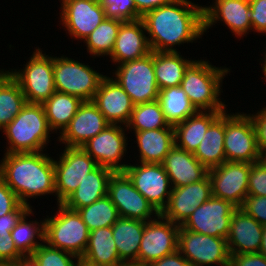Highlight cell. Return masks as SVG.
<instances>
[{
    "instance_id": "6da1fadb",
    "label": "cell",
    "mask_w": 266,
    "mask_h": 266,
    "mask_svg": "<svg viewBox=\"0 0 266 266\" xmlns=\"http://www.w3.org/2000/svg\"><path fill=\"white\" fill-rule=\"evenodd\" d=\"M142 20L153 52H174V46L192 43L204 34L203 7L189 0H173L147 12Z\"/></svg>"
},
{
    "instance_id": "7a4b0ae2",
    "label": "cell",
    "mask_w": 266,
    "mask_h": 266,
    "mask_svg": "<svg viewBox=\"0 0 266 266\" xmlns=\"http://www.w3.org/2000/svg\"><path fill=\"white\" fill-rule=\"evenodd\" d=\"M48 155L43 151L4 153L0 160V178L31 208L28 198L56 193L54 161Z\"/></svg>"
},
{
    "instance_id": "3957f363",
    "label": "cell",
    "mask_w": 266,
    "mask_h": 266,
    "mask_svg": "<svg viewBox=\"0 0 266 266\" xmlns=\"http://www.w3.org/2000/svg\"><path fill=\"white\" fill-rule=\"evenodd\" d=\"M229 72V68L213 66L206 59L193 60L185 69L180 87L197 111H226L219 95Z\"/></svg>"
},
{
    "instance_id": "277c9868",
    "label": "cell",
    "mask_w": 266,
    "mask_h": 266,
    "mask_svg": "<svg viewBox=\"0 0 266 266\" xmlns=\"http://www.w3.org/2000/svg\"><path fill=\"white\" fill-rule=\"evenodd\" d=\"M9 146L5 153L40 152L50 141V129L42 104L26 103L2 129Z\"/></svg>"
},
{
    "instance_id": "5b68a950",
    "label": "cell",
    "mask_w": 266,
    "mask_h": 266,
    "mask_svg": "<svg viewBox=\"0 0 266 266\" xmlns=\"http://www.w3.org/2000/svg\"><path fill=\"white\" fill-rule=\"evenodd\" d=\"M57 205V213L44 219V243L82 257L88 245L90 231L78 211L68 209L63 204Z\"/></svg>"
},
{
    "instance_id": "8992f818",
    "label": "cell",
    "mask_w": 266,
    "mask_h": 266,
    "mask_svg": "<svg viewBox=\"0 0 266 266\" xmlns=\"http://www.w3.org/2000/svg\"><path fill=\"white\" fill-rule=\"evenodd\" d=\"M38 47L23 69L8 70L18 82L26 102L43 104L56 92L54 85L53 56L42 53Z\"/></svg>"
},
{
    "instance_id": "52a82bcc",
    "label": "cell",
    "mask_w": 266,
    "mask_h": 266,
    "mask_svg": "<svg viewBox=\"0 0 266 266\" xmlns=\"http://www.w3.org/2000/svg\"><path fill=\"white\" fill-rule=\"evenodd\" d=\"M54 85L58 92L92 101L105 77L88 64L68 57H53Z\"/></svg>"
},
{
    "instance_id": "ba28073f",
    "label": "cell",
    "mask_w": 266,
    "mask_h": 266,
    "mask_svg": "<svg viewBox=\"0 0 266 266\" xmlns=\"http://www.w3.org/2000/svg\"><path fill=\"white\" fill-rule=\"evenodd\" d=\"M112 76L134 105L158 100L160 89L155 78L153 51L137 60L119 64Z\"/></svg>"
},
{
    "instance_id": "9c48e42d",
    "label": "cell",
    "mask_w": 266,
    "mask_h": 266,
    "mask_svg": "<svg viewBox=\"0 0 266 266\" xmlns=\"http://www.w3.org/2000/svg\"><path fill=\"white\" fill-rule=\"evenodd\" d=\"M224 151L226 161L255 163L261 160L250 114L225 111Z\"/></svg>"
},
{
    "instance_id": "30bf717a",
    "label": "cell",
    "mask_w": 266,
    "mask_h": 266,
    "mask_svg": "<svg viewBox=\"0 0 266 266\" xmlns=\"http://www.w3.org/2000/svg\"><path fill=\"white\" fill-rule=\"evenodd\" d=\"M178 251L192 266L230 265V253L224 237L200 234L180 226Z\"/></svg>"
},
{
    "instance_id": "8fae6325",
    "label": "cell",
    "mask_w": 266,
    "mask_h": 266,
    "mask_svg": "<svg viewBox=\"0 0 266 266\" xmlns=\"http://www.w3.org/2000/svg\"><path fill=\"white\" fill-rule=\"evenodd\" d=\"M54 160L55 195L61 204L98 165L81 147H64Z\"/></svg>"
},
{
    "instance_id": "7c38bea8",
    "label": "cell",
    "mask_w": 266,
    "mask_h": 266,
    "mask_svg": "<svg viewBox=\"0 0 266 266\" xmlns=\"http://www.w3.org/2000/svg\"><path fill=\"white\" fill-rule=\"evenodd\" d=\"M127 165L123 171L133 186L161 214L167 207L172 186L162 164L141 163Z\"/></svg>"
},
{
    "instance_id": "4fadbf2b",
    "label": "cell",
    "mask_w": 266,
    "mask_h": 266,
    "mask_svg": "<svg viewBox=\"0 0 266 266\" xmlns=\"http://www.w3.org/2000/svg\"><path fill=\"white\" fill-rule=\"evenodd\" d=\"M179 229V225L161 214L147 221L138 252V266H148L151 262L176 252Z\"/></svg>"
},
{
    "instance_id": "5bb4252c",
    "label": "cell",
    "mask_w": 266,
    "mask_h": 266,
    "mask_svg": "<svg viewBox=\"0 0 266 266\" xmlns=\"http://www.w3.org/2000/svg\"><path fill=\"white\" fill-rule=\"evenodd\" d=\"M251 163L225 161L209 169L212 196L231 202L240 208L248 195Z\"/></svg>"
},
{
    "instance_id": "9a60e30c",
    "label": "cell",
    "mask_w": 266,
    "mask_h": 266,
    "mask_svg": "<svg viewBox=\"0 0 266 266\" xmlns=\"http://www.w3.org/2000/svg\"><path fill=\"white\" fill-rule=\"evenodd\" d=\"M107 195L116 206L120 217L147 222L159 215L124 172L112 173L108 180Z\"/></svg>"
},
{
    "instance_id": "2e32d148",
    "label": "cell",
    "mask_w": 266,
    "mask_h": 266,
    "mask_svg": "<svg viewBox=\"0 0 266 266\" xmlns=\"http://www.w3.org/2000/svg\"><path fill=\"white\" fill-rule=\"evenodd\" d=\"M121 126L110 124L81 146L96 161L97 165L109 168L113 172H123L128 165L119 163L125 156L128 145V139L125 136L127 129Z\"/></svg>"
},
{
    "instance_id": "e0dca14e",
    "label": "cell",
    "mask_w": 266,
    "mask_h": 266,
    "mask_svg": "<svg viewBox=\"0 0 266 266\" xmlns=\"http://www.w3.org/2000/svg\"><path fill=\"white\" fill-rule=\"evenodd\" d=\"M237 209L231 202L212 196L184 222L189 231L214 237H228L233 212Z\"/></svg>"
},
{
    "instance_id": "ac0fdd59",
    "label": "cell",
    "mask_w": 266,
    "mask_h": 266,
    "mask_svg": "<svg viewBox=\"0 0 266 266\" xmlns=\"http://www.w3.org/2000/svg\"><path fill=\"white\" fill-rule=\"evenodd\" d=\"M60 22L74 39L85 40L106 18L98 0H61Z\"/></svg>"
},
{
    "instance_id": "d6986e66",
    "label": "cell",
    "mask_w": 266,
    "mask_h": 266,
    "mask_svg": "<svg viewBox=\"0 0 266 266\" xmlns=\"http://www.w3.org/2000/svg\"><path fill=\"white\" fill-rule=\"evenodd\" d=\"M212 197L211 181L207 175L199 182L172 188L167 207L161 216L173 223L182 226L196 210Z\"/></svg>"
},
{
    "instance_id": "ffe728a7",
    "label": "cell",
    "mask_w": 266,
    "mask_h": 266,
    "mask_svg": "<svg viewBox=\"0 0 266 266\" xmlns=\"http://www.w3.org/2000/svg\"><path fill=\"white\" fill-rule=\"evenodd\" d=\"M108 125L110 123L92 101H83L58 139L65 147H81Z\"/></svg>"
},
{
    "instance_id": "44dd1931",
    "label": "cell",
    "mask_w": 266,
    "mask_h": 266,
    "mask_svg": "<svg viewBox=\"0 0 266 266\" xmlns=\"http://www.w3.org/2000/svg\"><path fill=\"white\" fill-rule=\"evenodd\" d=\"M214 4L203 6L204 32L218 21L225 23L237 37L252 30L249 0H214Z\"/></svg>"
},
{
    "instance_id": "7402d4cb",
    "label": "cell",
    "mask_w": 266,
    "mask_h": 266,
    "mask_svg": "<svg viewBox=\"0 0 266 266\" xmlns=\"http://www.w3.org/2000/svg\"><path fill=\"white\" fill-rule=\"evenodd\" d=\"M92 102L110 124L123 126L128 124L134 108L131 98L119 83L113 77L106 75L102 79Z\"/></svg>"
},
{
    "instance_id": "603a6c76",
    "label": "cell",
    "mask_w": 266,
    "mask_h": 266,
    "mask_svg": "<svg viewBox=\"0 0 266 266\" xmlns=\"http://www.w3.org/2000/svg\"><path fill=\"white\" fill-rule=\"evenodd\" d=\"M263 225L237 208L232 215L227 246L230 254L259 252L262 242Z\"/></svg>"
},
{
    "instance_id": "cb8c5ba5",
    "label": "cell",
    "mask_w": 266,
    "mask_h": 266,
    "mask_svg": "<svg viewBox=\"0 0 266 266\" xmlns=\"http://www.w3.org/2000/svg\"><path fill=\"white\" fill-rule=\"evenodd\" d=\"M144 33H146V28L142 19L124 21L120 25L114 49L109 57L112 62L118 65L149 54L151 50Z\"/></svg>"
},
{
    "instance_id": "d4e9b609",
    "label": "cell",
    "mask_w": 266,
    "mask_h": 266,
    "mask_svg": "<svg viewBox=\"0 0 266 266\" xmlns=\"http://www.w3.org/2000/svg\"><path fill=\"white\" fill-rule=\"evenodd\" d=\"M172 188L199 182L208 175V169L202 165L193 153L174 145L162 163Z\"/></svg>"
},
{
    "instance_id": "484cf974",
    "label": "cell",
    "mask_w": 266,
    "mask_h": 266,
    "mask_svg": "<svg viewBox=\"0 0 266 266\" xmlns=\"http://www.w3.org/2000/svg\"><path fill=\"white\" fill-rule=\"evenodd\" d=\"M145 224L141 220L119 217L112 225L116 249L126 266H138V252Z\"/></svg>"
},
{
    "instance_id": "4316f807",
    "label": "cell",
    "mask_w": 266,
    "mask_h": 266,
    "mask_svg": "<svg viewBox=\"0 0 266 266\" xmlns=\"http://www.w3.org/2000/svg\"><path fill=\"white\" fill-rule=\"evenodd\" d=\"M113 171L109 168L97 166L87 174L86 178L79 184L61 204L66 208L78 211L80 208L89 206L93 202L107 195L108 180Z\"/></svg>"
},
{
    "instance_id": "83f0119b",
    "label": "cell",
    "mask_w": 266,
    "mask_h": 266,
    "mask_svg": "<svg viewBox=\"0 0 266 266\" xmlns=\"http://www.w3.org/2000/svg\"><path fill=\"white\" fill-rule=\"evenodd\" d=\"M224 112L197 111L183 122L174 125L175 145L194 153L209 126Z\"/></svg>"
},
{
    "instance_id": "f1b7e54d",
    "label": "cell",
    "mask_w": 266,
    "mask_h": 266,
    "mask_svg": "<svg viewBox=\"0 0 266 266\" xmlns=\"http://www.w3.org/2000/svg\"><path fill=\"white\" fill-rule=\"evenodd\" d=\"M139 147V162L162 164L165 156L175 145L174 128L134 132Z\"/></svg>"
},
{
    "instance_id": "f546056e",
    "label": "cell",
    "mask_w": 266,
    "mask_h": 266,
    "mask_svg": "<svg viewBox=\"0 0 266 266\" xmlns=\"http://www.w3.org/2000/svg\"><path fill=\"white\" fill-rule=\"evenodd\" d=\"M224 136L225 112L209 126L198 148L193 153L208 170L220 166L226 161Z\"/></svg>"
},
{
    "instance_id": "4dcf8cb0",
    "label": "cell",
    "mask_w": 266,
    "mask_h": 266,
    "mask_svg": "<svg viewBox=\"0 0 266 266\" xmlns=\"http://www.w3.org/2000/svg\"><path fill=\"white\" fill-rule=\"evenodd\" d=\"M82 258L98 266H126L120 260L116 249L112 226L90 231L88 245Z\"/></svg>"
},
{
    "instance_id": "1f68e13d",
    "label": "cell",
    "mask_w": 266,
    "mask_h": 266,
    "mask_svg": "<svg viewBox=\"0 0 266 266\" xmlns=\"http://www.w3.org/2000/svg\"><path fill=\"white\" fill-rule=\"evenodd\" d=\"M192 61L185 59L178 51L153 52V66L159 89L179 86L185 69Z\"/></svg>"
},
{
    "instance_id": "d6a6232c",
    "label": "cell",
    "mask_w": 266,
    "mask_h": 266,
    "mask_svg": "<svg viewBox=\"0 0 266 266\" xmlns=\"http://www.w3.org/2000/svg\"><path fill=\"white\" fill-rule=\"evenodd\" d=\"M83 100L70 94L56 91L42 105L49 127L61 134L75 116Z\"/></svg>"
},
{
    "instance_id": "836d02e7",
    "label": "cell",
    "mask_w": 266,
    "mask_h": 266,
    "mask_svg": "<svg viewBox=\"0 0 266 266\" xmlns=\"http://www.w3.org/2000/svg\"><path fill=\"white\" fill-rule=\"evenodd\" d=\"M26 103L18 82L8 71L0 70V131L20 113Z\"/></svg>"
},
{
    "instance_id": "e575fe53",
    "label": "cell",
    "mask_w": 266,
    "mask_h": 266,
    "mask_svg": "<svg viewBox=\"0 0 266 266\" xmlns=\"http://www.w3.org/2000/svg\"><path fill=\"white\" fill-rule=\"evenodd\" d=\"M30 214L34 213L32 209L27 212L12 229L11 236L16 249L25 257H30L34 251L44 243L45 220L27 221ZM40 240V242H38ZM36 240V241H35Z\"/></svg>"
},
{
    "instance_id": "d590c367",
    "label": "cell",
    "mask_w": 266,
    "mask_h": 266,
    "mask_svg": "<svg viewBox=\"0 0 266 266\" xmlns=\"http://www.w3.org/2000/svg\"><path fill=\"white\" fill-rule=\"evenodd\" d=\"M158 101L166 120L172 126L183 122L197 112L180 85L161 89Z\"/></svg>"
},
{
    "instance_id": "8d00e7d4",
    "label": "cell",
    "mask_w": 266,
    "mask_h": 266,
    "mask_svg": "<svg viewBox=\"0 0 266 266\" xmlns=\"http://www.w3.org/2000/svg\"><path fill=\"white\" fill-rule=\"evenodd\" d=\"M31 209L30 206L21 204L16 210L0 217V264H17L25 258L16 249L11 231Z\"/></svg>"
},
{
    "instance_id": "74e56055",
    "label": "cell",
    "mask_w": 266,
    "mask_h": 266,
    "mask_svg": "<svg viewBox=\"0 0 266 266\" xmlns=\"http://www.w3.org/2000/svg\"><path fill=\"white\" fill-rule=\"evenodd\" d=\"M134 132L174 128L166 120L165 114L158 100L134 105L130 120L124 128Z\"/></svg>"
},
{
    "instance_id": "f35d334b",
    "label": "cell",
    "mask_w": 266,
    "mask_h": 266,
    "mask_svg": "<svg viewBox=\"0 0 266 266\" xmlns=\"http://www.w3.org/2000/svg\"><path fill=\"white\" fill-rule=\"evenodd\" d=\"M123 21L105 18L84 40L87 52L94 57L110 56Z\"/></svg>"
},
{
    "instance_id": "ab89813d",
    "label": "cell",
    "mask_w": 266,
    "mask_h": 266,
    "mask_svg": "<svg viewBox=\"0 0 266 266\" xmlns=\"http://www.w3.org/2000/svg\"><path fill=\"white\" fill-rule=\"evenodd\" d=\"M78 213L89 231L97 228L111 227L120 217L116 206L108 195L98 199L89 206L80 208Z\"/></svg>"
},
{
    "instance_id": "60d3db41",
    "label": "cell",
    "mask_w": 266,
    "mask_h": 266,
    "mask_svg": "<svg viewBox=\"0 0 266 266\" xmlns=\"http://www.w3.org/2000/svg\"><path fill=\"white\" fill-rule=\"evenodd\" d=\"M30 258L37 266H74V262H76L78 257L70 252L56 249L43 243L34 251Z\"/></svg>"
},
{
    "instance_id": "b9f144b4",
    "label": "cell",
    "mask_w": 266,
    "mask_h": 266,
    "mask_svg": "<svg viewBox=\"0 0 266 266\" xmlns=\"http://www.w3.org/2000/svg\"><path fill=\"white\" fill-rule=\"evenodd\" d=\"M105 17L120 21H136L142 16L136 10L133 0H98Z\"/></svg>"
},
{
    "instance_id": "7bdbcfd3",
    "label": "cell",
    "mask_w": 266,
    "mask_h": 266,
    "mask_svg": "<svg viewBox=\"0 0 266 266\" xmlns=\"http://www.w3.org/2000/svg\"><path fill=\"white\" fill-rule=\"evenodd\" d=\"M248 195L266 196V165L261 160L251 164Z\"/></svg>"
},
{
    "instance_id": "ee69618b",
    "label": "cell",
    "mask_w": 266,
    "mask_h": 266,
    "mask_svg": "<svg viewBox=\"0 0 266 266\" xmlns=\"http://www.w3.org/2000/svg\"><path fill=\"white\" fill-rule=\"evenodd\" d=\"M240 209L261 225H266V196L247 195Z\"/></svg>"
},
{
    "instance_id": "f6af8a7d",
    "label": "cell",
    "mask_w": 266,
    "mask_h": 266,
    "mask_svg": "<svg viewBox=\"0 0 266 266\" xmlns=\"http://www.w3.org/2000/svg\"><path fill=\"white\" fill-rule=\"evenodd\" d=\"M252 31L266 34V0H249Z\"/></svg>"
},
{
    "instance_id": "bcb514c9",
    "label": "cell",
    "mask_w": 266,
    "mask_h": 266,
    "mask_svg": "<svg viewBox=\"0 0 266 266\" xmlns=\"http://www.w3.org/2000/svg\"><path fill=\"white\" fill-rule=\"evenodd\" d=\"M21 204L18 196L0 178V217L16 210Z\"/></svg>"
},
{
    "instance_id": "7dc6e473",
    "label": "cell",
    "mask_w": 266,
    "mask_h": 266,
    "mask_svg": "<svg viewBox=\"0 0 266 266\" xmlns=\"http://www.w3.org/2000/svg\"><path fill=\"white\" fill-rule=\"evenodd\" d=\"M252 119L257 139V146L259 151L262 153L266 149V107L256 112L250 114Z\"/></svg>"
},
{
    "instance_id": "c3c4849f",
    "label": "cell",
    "mask_w": 266,
    "mask_h": 266,
    "mask_svg": "<svg viewBox=\"0 0 266 266\" xmlns=\"http://www.w3.org/2000/svg\"><path fill=\"white\" fill-rule=\"evenodd\" d=\"M229 266H266V257L259 252L230 254Z\"/></svg>"
},
{
    "instance_id": "681fc988",
    "label": "cell",
    "mask_w": 266,
    "mask_h": 266,
    "mask_svg": "<svg viewBox=\"0 0 266 266\" xmlns=\"http://www.w3.org/2000/svg\"><path fill=\"white\" fill-rule=\"evenodd\" d=\"M148 266H192L191 263L177 250L161 259L151 262Z\"/></svg>"
},
{
    "instance_id": "f907efd6",
    "label": "cell",
    "mask_w": 266,
    "mask_h": 266,
    "mask_svg": "<svg viewBox=\"0 0 266 266\" xmlns=\"http://www.w3.org/2000/svg\"><path fill=\"white\" fill-rule=\"evenodd\" d=\"M173 0H133L138 13L143 17L147 12L171 3Z\"/></svg>"
},
{
    "instance_id": "816d5d0a",
    "label": "cell",
    "mask_w": 266,
    "mask_h": 266,
    "mask_svg": "<svg viewBox=\"0 0 266 266\" xmlns=\"http://www.w3.org/2000/svg\"><path fill=\"white\" fill-rule=\"evenodd\" d=\"M259 253L263 254L266 257V225L263 227L262 242Z\"/></svg>"
},
{
    "instance_id": "f5cc1de1",
    "label": "cell",
    "mask_w": 266,
    "mask_h": 266,
    "mask_svg": "<svg viewBox=\"0 0 266 266\" xmlns=\"http://www.w3.org/2000/svg\"><path fill=\"white\" fill-rule=\"evenodd\" d=\"M16 266H37V264L30 258H23L21 259Z\"/></svg>"
},
{
    "instance_id": "db71d44e",
    "label": "cell",
    "mask_w": 266,
    "mask_h": 266,
    "mask_svg": "<svg viewBox=\"0 0 266 266\" xmlns=\"http://www.w3.org/2000/svg\"><path fill=\"white\" fill-rule=\"evenodd\" d=\"M76 263H75V265L74 266H98V265H96V264H93V263H90V262H88L87 260H85L84 258H82V257H78L77 259H76Z\"/></svg>"
},
{
    "instance_id": "11a10c76",
    "label": "cell",
    "mask_w": 266,
    "mask_h": 266,
    "mask_svg": "<svg viewBox=\"0 0 266 266\" xmlns=\"http://www.w3.org/2000/svg\"><path fill=\"white\" fill-rule=\"evenodd\" d=\"M265 58L263 59V63H261V66H262V69H263V73H264V77H265V80H266V51H265V54H264Z\"/></svg>"
},
{
    "instance_id": "9f6ffc18",
    "label": "cell",
    "mask_w": 266,
    "mask_h": 266,
    "mask_svg": "<svg viewBox=\"0 0 266 266\" xmlns=\"http://www.w3.org/2000/svg\"><path fill=\"white\" fill-rule=\"evenodd\" d=\"M261 161L266 165V149L261 153Z\"/></svg>"
},
{
    "instance_id": "6f0895ef",
    "label": "cell",
    "mask_w": 266,
    "mask_h": 266,
    "mask_svg": "<svg viewBox=\"0 0 266 266\" xmlns=\"http://www.w3.org/2000/svg\"><path fill=\"white\" fill-rule=\"evenodd\" d=\"M0 266H16V264H0Z\"/></svg>"
}]
</instances>
